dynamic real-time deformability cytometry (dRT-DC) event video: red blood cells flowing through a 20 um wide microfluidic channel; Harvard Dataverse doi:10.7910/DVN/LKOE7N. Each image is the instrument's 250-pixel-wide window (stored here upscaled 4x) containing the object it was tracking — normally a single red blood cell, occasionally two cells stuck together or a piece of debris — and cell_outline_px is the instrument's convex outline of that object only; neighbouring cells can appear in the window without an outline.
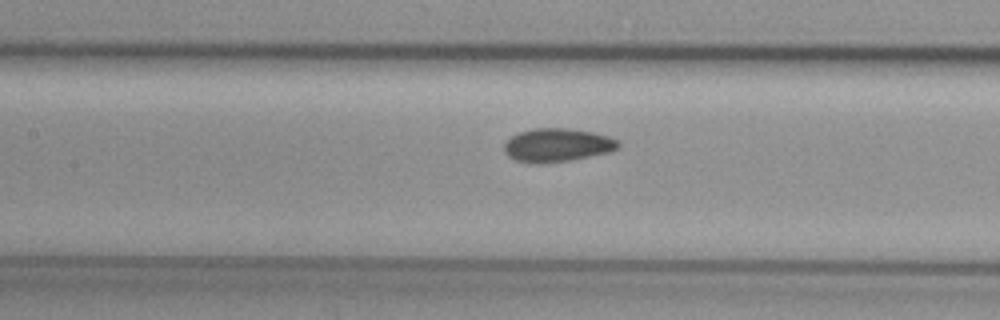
{"species": "common noctule bat (a hibernating species)", "species_latin": "Nyctalus noctula", "temperature_condition": "cold", "stored_images_in_passage": 9, "segment_of_instrument_passage": [2, 2], "camera_frame_rate_fps": 3000, "um_per_image_px": 0.085, "animal": {"sex": "female", "body_mass_g": 29.2, "forearm_length_mm": 56.3}, "frame": {"image": 1, "passage_image": 9, "time_ms": 10.0, "image_size_px": [1000, 320], "cell_outline_px": [[620, 148], [608, 152], [568, 160], [516, 160], [508, 156], [504, 152], [504, 140], [520, 132], [536, 128], [568, 128], [592, 132], [608, 136], [620, 140]], "centroid_in_image_um": [47.41, 12.28], "position_along_channel_um": 160.0, "area_um2": 21.44}}